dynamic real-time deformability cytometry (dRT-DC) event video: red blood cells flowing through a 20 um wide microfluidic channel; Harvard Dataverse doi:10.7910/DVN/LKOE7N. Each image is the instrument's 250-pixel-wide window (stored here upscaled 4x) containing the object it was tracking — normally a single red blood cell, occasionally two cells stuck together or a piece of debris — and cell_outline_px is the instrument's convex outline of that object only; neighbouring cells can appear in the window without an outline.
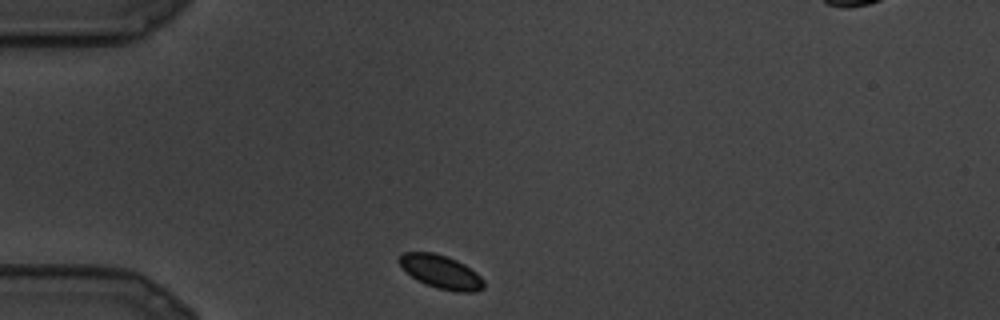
{"species": "common noctule bat (a hibernating species)", "species_latin": "Nyctalus noctula", "temperature_condition": "cold", "stored_images_in_passage": 4, "camera_frame_rate_fps": 3000, "um_per_image_px": 0.085, "animal": {"sex": "male", "body_mass_g": 19.5, "forearm_length_mm": 54.6}, "frame": {"image": 1, "passage_image": 1, "time_ms": 0.0, "image_size_px": [1000, 320], "cell_outline_px": [[484, 288], [476, 292], [456, 292], [436, 288], [412, 276], [396, 260], [404, 252], [432, 252], [448, 256], [464, 264], [476, 272], [484, 280]], "centroid_in_image_um": [37.52, 23.1], "position_along_channel_um": 47.5, "area_um2": 16.36}}
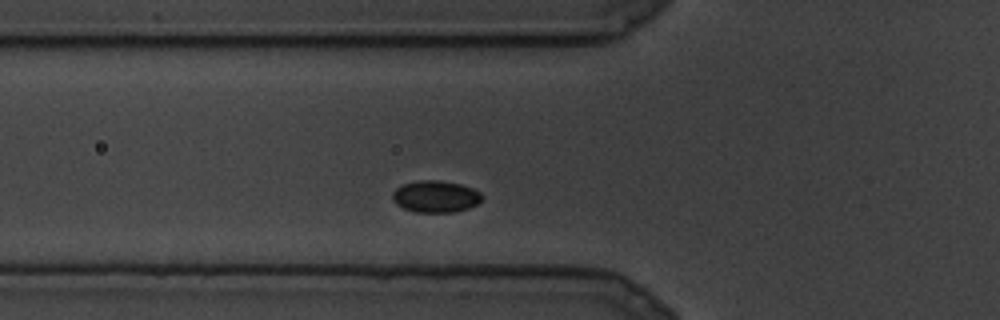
{"frame": {"image": 2, "passage_image": 4, "time_ms": 1.0, "image_size_px": [1000, 320], "cell_outline_px": [[484, 200], [468, 208], [456, 212], [416, 212], [404, 208], [396, 204], [392, 200], [392, 192], [396, 188], [404, 184], [416, 180], [436, 180], [460, 184], [472, 188], [480, 192], [484, 196]], "centroid_in_image_um": [37.04, 16.7], "position_along_channel_um": 88.8, "area_um2": 16.7}}